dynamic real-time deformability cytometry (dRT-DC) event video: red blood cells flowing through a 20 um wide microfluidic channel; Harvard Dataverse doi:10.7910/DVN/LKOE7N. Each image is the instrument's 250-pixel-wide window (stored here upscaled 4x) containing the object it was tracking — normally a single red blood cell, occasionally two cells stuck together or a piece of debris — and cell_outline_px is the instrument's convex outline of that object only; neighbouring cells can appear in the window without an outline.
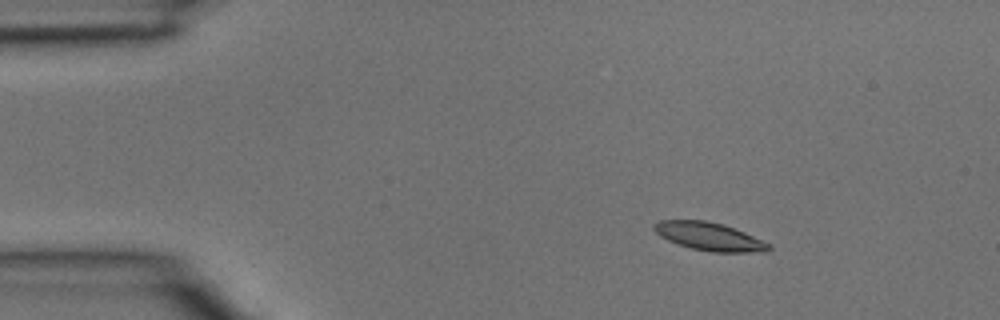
{"species": "common noctule bat (a hibernating species)", "species_latin": "Nyctalus noctula", "temperature_condition": "room temperature", "stored_images_in_passage": 4, "camera_frame_rate_fps": 3000, "um_per_image_px": 0.085, "animal": {"sex": "male", "body_mass_g": 15.6}, "frame": {"image": 1, "passage_image": 1, "time_ms": 0.0, "image_size_px": [1000, 320], "cell_outline_px": [[772, 248], [764, 252], [712, 252], [692, 248], [668, 240], [660, 236], [652, 228], [652, 224], [660, 220], [704, 220], [724, 224], [744, 232], [768, 244]], "centroid_in_image_um": [60.25, 20.09], "position_along_channel_um": 24.8, "area_um2": 18.55}}
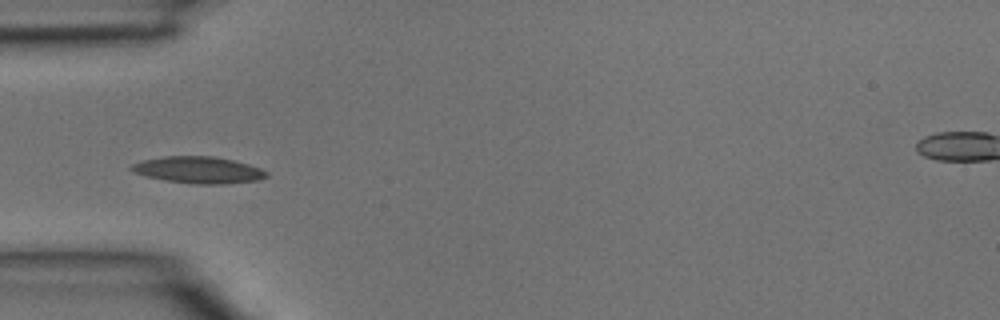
{"frame": {"image": 2, "passage_image": 3, "time_ms": 0.667, "image_size_px": [1000, 320], "cell_outline_px": [[268, 176], [256, 180], [224, 184], [192, 184], [168, 180], [148, 176], [136, 172], [128, 168], [132, 164], [144, 160], [164, 156], [212, 156], [232, 160], [248, 164], [260, 168], [268, 172]], "centroid_in_image_um": [16.89, 14.44], "position_along_channel_um": 68.1, "area_um2": 20.69}}
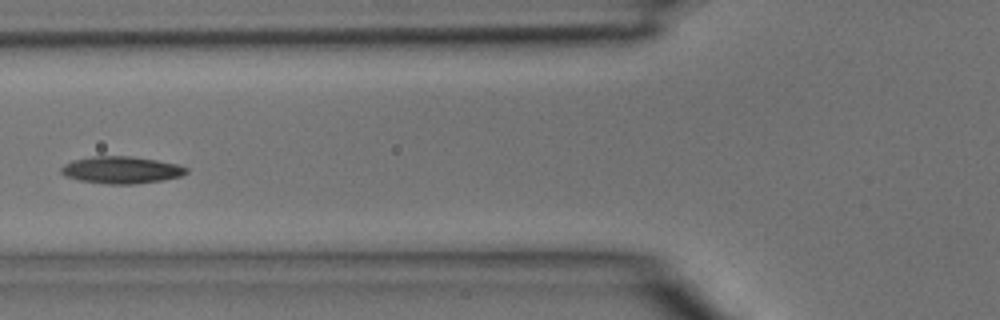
{"frame": {"image": 3, "passage_image": 4, "time_ms": 1.0, "image_size_px": [1000, 320], "cell_outline_px": [[188, 172], [180, 176], [160, 180], [132, 184], [108, 184], [80, 180], [64, 176], [60, 172], [60, 168], [64, 164], [72, 160], [92, 156], [132, 156], [156, 160], [176, 164], [188, 168]], "centroid_in_image_um": [10.27, 14.44], "position_along_channel_um": 115.5, "area_um2": 19.65}}